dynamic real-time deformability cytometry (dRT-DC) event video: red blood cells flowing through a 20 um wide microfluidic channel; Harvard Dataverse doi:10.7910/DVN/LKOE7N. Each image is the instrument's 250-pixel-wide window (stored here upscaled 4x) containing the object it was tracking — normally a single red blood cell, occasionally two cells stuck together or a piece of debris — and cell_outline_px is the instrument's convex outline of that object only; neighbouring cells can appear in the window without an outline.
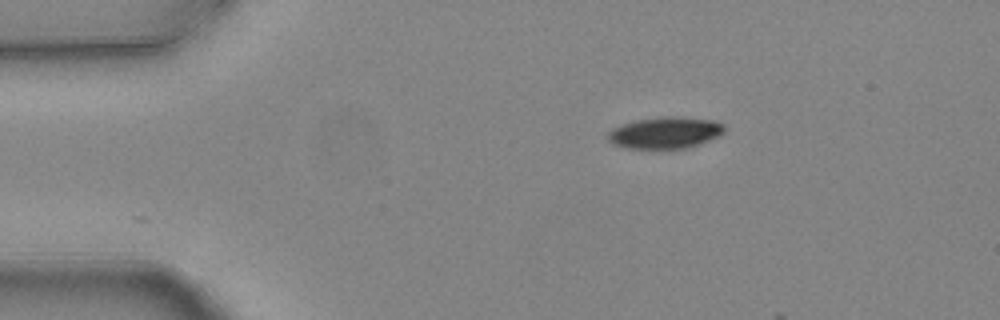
{"species": "common noctule bat (a hibernating species)", "species_latin": "Nyctalus noctula", "temperature_condition": "warm", "stored_images_in_passage": 4, "camera_frame_rate_fps": 3000, "um_per_image_px": 0.085, "animal": {"sex": "female", "body_mass_g": 24.6, "forearm_length_mm": 56.2}, "frame": {"image": 1, "passage_image": 4, "time_ms": 1.0, "image_size_px": [1000, 320], "cell_outline_px": [[724, 132], [720, 136], [700, 144], [688, 148], [624, 148], [612, 144], [608, 140], [608, 132], [612, 128], [620, 124], [636, 120], [660, 116], [680, 116], [716, 120], [724, 124]], "centroid_in_image_um": [56.55, 11.27], "position_along_channel_um": 28.4, "area_um2": 21.85}}